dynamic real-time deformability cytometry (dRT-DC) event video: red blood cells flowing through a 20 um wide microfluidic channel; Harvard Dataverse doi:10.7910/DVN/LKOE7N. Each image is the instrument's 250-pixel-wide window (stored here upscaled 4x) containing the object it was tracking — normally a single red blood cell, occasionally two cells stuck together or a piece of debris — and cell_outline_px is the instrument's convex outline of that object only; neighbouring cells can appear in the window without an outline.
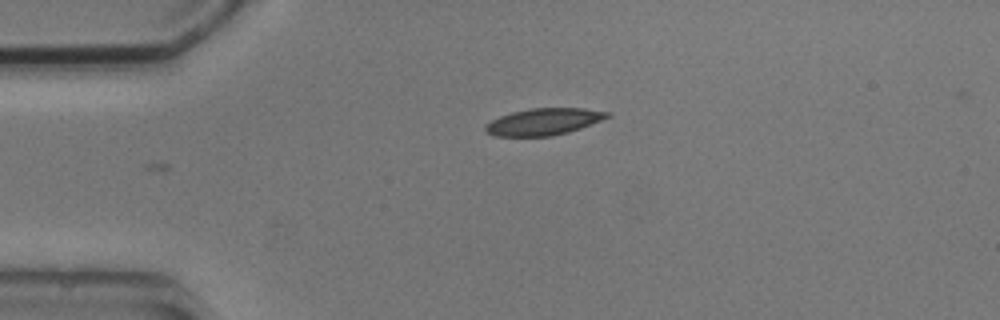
{"species": "common noctule bat (a hibernating species)", "species_latin": "Nyctalus noctula", "temperature_condition": "cold", "stored_images_in_passage": 3, "camera_frame_rate_fps": 3000, "um_per_image_px": 0.085, "animal": {"sex": "male", "body_mass_g": 20.5, "forearm_length_mm": 52.5}, "frame": {"image": 1, "passage_image": 3, "time_ms": 2.333, "image_size_px": [1000, 320], "cell_outline_px": [[612, 116], [580, 128], [568, 132], [552, 136], [492, 136], [484, 132], [484, 124], [500, 116], [512, 112], [532, 108], [584, 108], [612, 112]], "centroid_in_image_um": [46.2, 10.34], "position_along_channel_um": 38.8, "area_um2": 19.19}}